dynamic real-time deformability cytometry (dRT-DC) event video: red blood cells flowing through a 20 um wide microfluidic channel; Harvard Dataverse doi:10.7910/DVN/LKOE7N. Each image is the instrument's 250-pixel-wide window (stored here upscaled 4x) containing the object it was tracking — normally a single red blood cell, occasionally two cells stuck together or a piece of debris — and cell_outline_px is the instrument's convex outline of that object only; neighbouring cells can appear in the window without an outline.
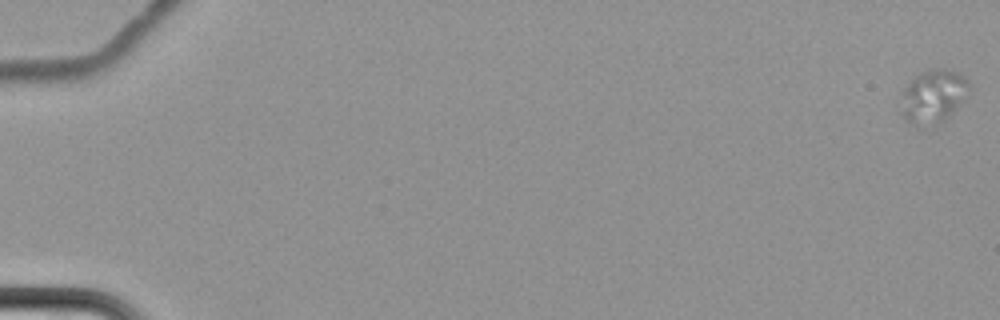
{"species": "common noctule bat (a hibernating species)", "species_latin": "Nyctalus noctula", "temperature_condition": "cold", "stored_images_in_passage": 7, "camera_frame_rate_fps": 3000, "um_per_image_px": 0.085, "animal": {"sex": "female", "body_mass_g": 22.7, "forearm_length_mm": 54.2}, "frame": {"image": 1, "passage_image": 1, "time_ms": 0.0, "image_size_px": [1000, 320], "cell_outline_px": [[972, 84], [964, 100], [944, 120], [920, 128], [916, 128], [904, 120], [900, 112], [900, 92], [920, 72], [932, 68], [944, 68], [956, 72], [964, 76]], "centroid_in_image_um": [79.28, 8.2], "position_along_channel_um": 5.7, "area_um2": 21.73}}
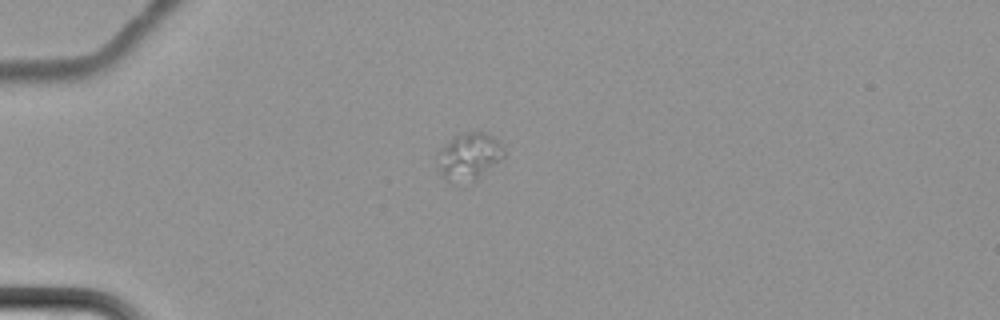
{"frame": {"image": 2, "passage_image": 6, "time_ms": 6.667, "image_size_px": [1000, 320], "cell_outline_px": [[504, 156], [500, 160], [476, 180], [452, 184], [440, 172], [440, 148], [452, 136], [460, 132], [484, 132], [500, 140], [504, 148]], "centroid_in_image_um": [39.9, 13.27], "position_along_channel_um": 45.1, "area_um2": 18.21}}